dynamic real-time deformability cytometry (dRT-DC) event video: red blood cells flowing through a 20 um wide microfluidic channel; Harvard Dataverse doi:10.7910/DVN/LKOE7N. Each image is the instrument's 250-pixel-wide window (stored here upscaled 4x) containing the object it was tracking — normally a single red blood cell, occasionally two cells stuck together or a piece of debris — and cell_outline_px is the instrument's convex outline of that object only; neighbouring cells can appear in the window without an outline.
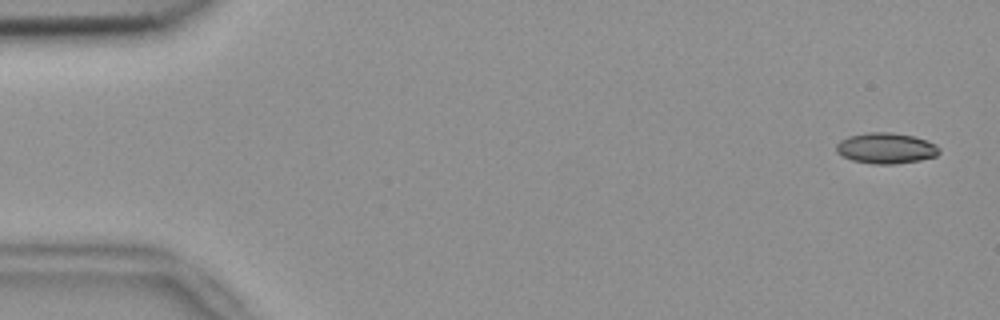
{"species": "common noctule bat (a hibernating species)", "species_latin": "Nyctalus noctula", "temperature_condition": "room temperature", "stored_images_in_passage": 53, "camera_frame_rate_fps": 3000, "um_per_image_px": 0.085, "animal": {"sex": "female", "body_mass_g": 18.4}, "frame": {"image": 1, "passage_image": 1, "time_ms": 0.0, "image_size_px": [1000, 320], "cell_outline_px": [[940, 152], [936, 156], [920, 160], [896, 164], [872, 164], [852, 160], [836, 152], [836, 144], [840, 140], [848, 136], [868, 132], [892, 132], [912, 136], [928, 140], [936, 144], [940, 148]], "centroid_in_image_um": [75.32, 12.59], "position_along_channel_um": 9.7, "area_um2": 18.61}}
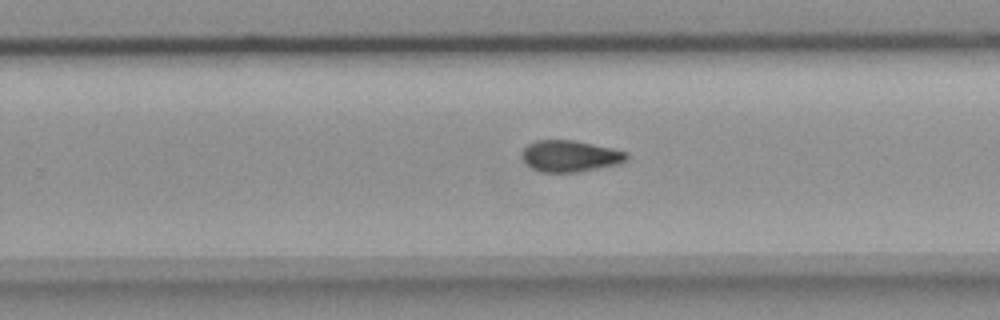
{"frame": {"image": 2, "passage_image": 33, "time_ms": 10.667, "image_size_px": [1000, 320], "cell_outline_px": [[628, 160], [620, 164], [576, 172], [544, 172], [532, 168], [524, 160], [520, 152], [528, 144], [536, 140], [572, 140], [612, 148], [628, 152]], "centroid_in_image_um": [48.48, 13.26], "position_along_channel_um": 281.3, "area_um2": 19.13}}
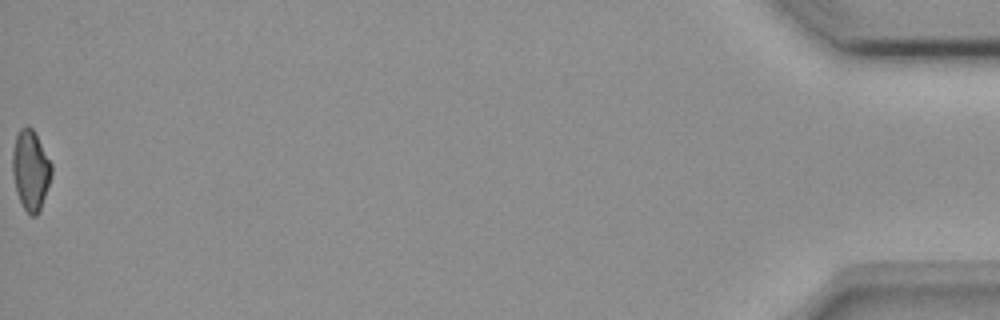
{"frame": {"image": 3, "passage_image": 53, "time_ms": 17.333, "image_size_px": [1000, 320], "cell_outline_px": [[52, 172], [40, 212], [36, 216], [32, 216], [24, 208], [16, 192], [12, 172], [12, 152], [16, 136], [20, 128], [28, 124], [32, 128], [52, 164]], "centroid_in_image_um": [2.59, 14.46], "position_along_channel_um": 432.6, "area_um2": 18.15}, "authors_computed_cell_mechanics": {"area_um2": 18.785, "velocity_mm_per_s": 3.7824, "shape_relaxation_time_tau1_ms": null, "shape_relaxation_time_tau2_ms": 5.021, "deformation_change_tau1": null, "deformation_change_tau2": 0.1108}}